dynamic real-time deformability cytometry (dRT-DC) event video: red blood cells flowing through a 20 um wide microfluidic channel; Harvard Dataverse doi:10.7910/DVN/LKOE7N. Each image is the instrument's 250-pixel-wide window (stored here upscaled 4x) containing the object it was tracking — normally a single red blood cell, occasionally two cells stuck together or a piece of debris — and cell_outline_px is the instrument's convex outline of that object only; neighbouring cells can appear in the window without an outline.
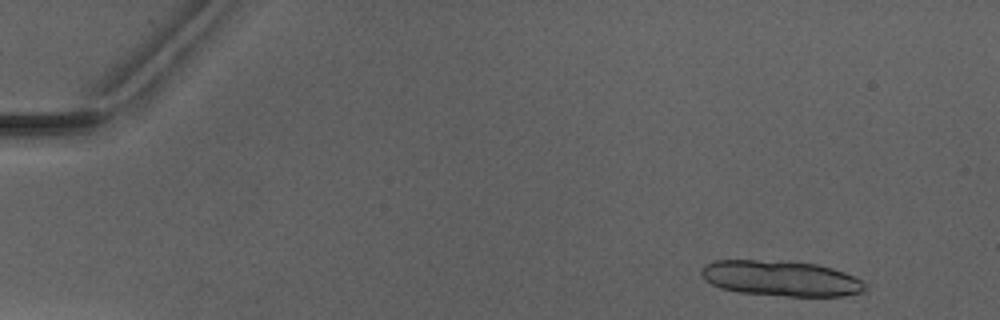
{"species": "Egyptian fruit bat (a non-hibernating species)", "species_latin": "Rousettus aegyptiacus", "temperature_condition": "warm", "stored_images_in_passage": 6, "camera_frame_rate_fps": 3000, "um_per_image_px": 0.085, "animal": {"sex": "male"}, "frame": {"image": 1, "passage_image": 2, "time_ms": 1.333, "image_size_px": [1000, 320], "cell_outline_px": [[868, 288], [860, 292], [844, 296], [788, 296], [740, 292], [720, 288], [704, 280], [700, 272], [704, 264], [716, 260], [788, 260], [816, 264], [832, 268], [844, 272], [860, 280]], "centroid_in_image_um": [66.34, 23.65], "position_along_channel_um": 18.7, "area_um2": 33.99}}